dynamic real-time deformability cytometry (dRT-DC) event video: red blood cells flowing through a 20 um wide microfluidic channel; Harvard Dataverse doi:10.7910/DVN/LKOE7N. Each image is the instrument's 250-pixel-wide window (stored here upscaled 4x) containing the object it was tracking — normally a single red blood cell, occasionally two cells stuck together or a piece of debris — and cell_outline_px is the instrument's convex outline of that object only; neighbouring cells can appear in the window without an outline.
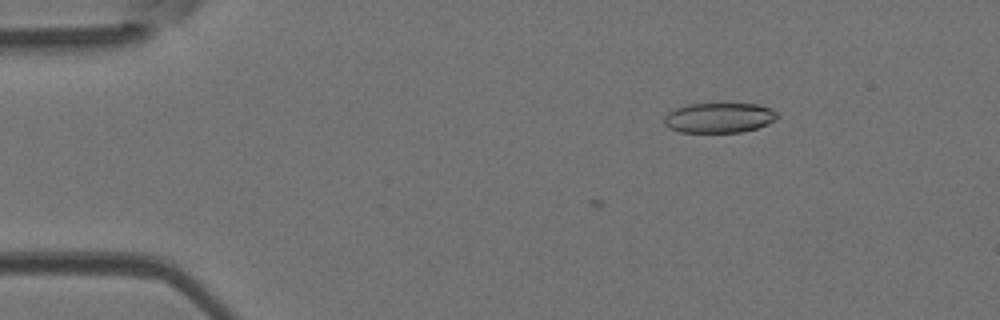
{"species": "Egyptian fruit bat (a non-hibernating species)", "species_latin": "Rousettus aegyptiacus", "temperature_condition": "room temperature", "stored_images_in_passage": 8, "camera_frame_rate_fps": 3000, "um_per_image_px": 0.085, "animal": {"sex": "female"}, "frame": {"image": 1, "passage_image": 8, "time_ms": 2.333, "image_size_px": [1000, 320], "cell_outline_px": [[780, 116], [776, 120], [768, 124], [756, 128], [740, 132], [680, 132], [668, 128], [664, 124], [664, 116], [668, 112], [676, 108], [688, 104], [760, 104], [776, 112]], "centroid_in_image_um": [61.12, 10.01], "position_along_channel_um": 23.9, "area_um2": 19.83}}